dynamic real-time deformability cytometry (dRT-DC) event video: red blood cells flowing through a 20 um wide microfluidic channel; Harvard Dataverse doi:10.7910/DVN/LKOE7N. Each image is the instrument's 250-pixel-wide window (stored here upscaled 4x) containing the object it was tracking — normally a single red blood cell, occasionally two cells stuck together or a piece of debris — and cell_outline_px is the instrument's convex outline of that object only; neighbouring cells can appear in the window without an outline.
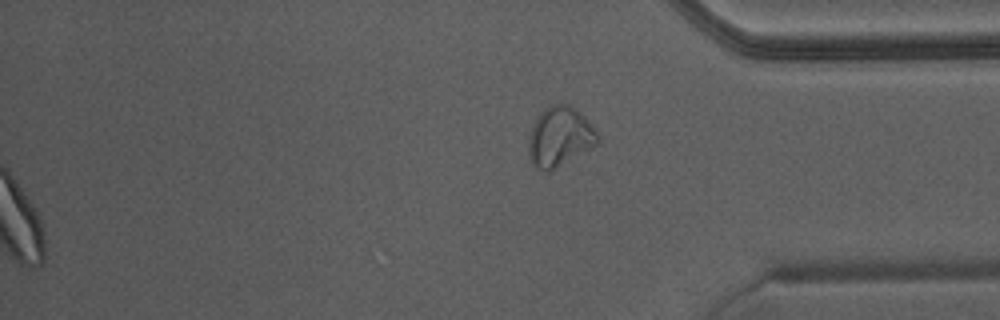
{"species": "Egyptian fruit bat (a non-hibernating species)", "species_latin": "Rousettus aegyptiacus", "temperature_condition": "warm", "stored_images_in_passage": 49, "camera_frame_rate_fps": 3000, "um_per_image_px": 0.085, "animal": {"sex": "male"}, "frame": {"image": 1, "passage_image": 49, "time_ms": 16.0, "image_size_px": [1000, 320], "cell_outline_px": [[600, 140], [596, 144], [556, 168], [548, 172], [544, 172], [536, 168], [532, 164], [528, 152], [528, 136], [532, 124], [536, 116], [544, 108], [552, 104], [568, 104], [580, 112], [592, 124]], "centroid_in_image_um": [47.53, 11.61], "position_along_channel_um": 387.7, "area_um2": 24.1}, "authors_computed_cell_mechanics": {"area_um2": 27.455, "velocity_mm_per_s": 4.3984, "shape_relaxation_time_tau1_ms": null, "shape_relaxation_time_tau2_ms": 1.009, "deformation_change_tau1": null, "deformation_change_tau2": 0.073}}